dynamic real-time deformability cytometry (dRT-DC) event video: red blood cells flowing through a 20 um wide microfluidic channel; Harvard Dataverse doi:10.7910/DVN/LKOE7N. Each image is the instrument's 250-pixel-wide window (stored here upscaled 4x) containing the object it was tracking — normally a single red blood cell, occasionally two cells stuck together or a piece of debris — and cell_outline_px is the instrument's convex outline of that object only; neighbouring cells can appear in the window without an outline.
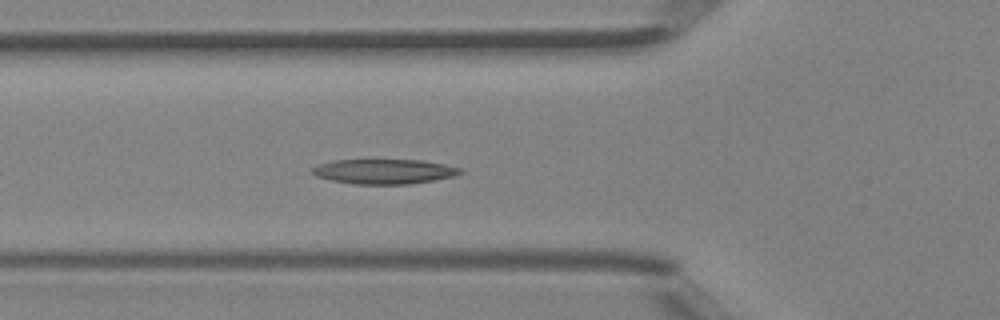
{"species": "Egyptian fruit bat (a non-hibernating species)", "species_latin": "Rousettus aegyptiacus", "temperature_condition": "room temperature", "stored_images_in_passage": 32, "camera_frame_rate_fps": 3000, "um_per_image_px": 0.085, "animal": {"sex": "female"}, "frame": {"image": 1, "passage_image": 3, "time_ms": 0.667, "image_size_px": [1000, 320], "cell_outline_px": [[464, 172], [456, 176], [408, 184], [352, 184], [332, 180], [316, 176], [312, 172], [312, 168], [320, 164], [332, 160], [424, 160], [464, 168]], "centroid_in_image_um": [32.7, 14.57], "position_along_channel_um": 93.1, "area_um2": 21.44}}
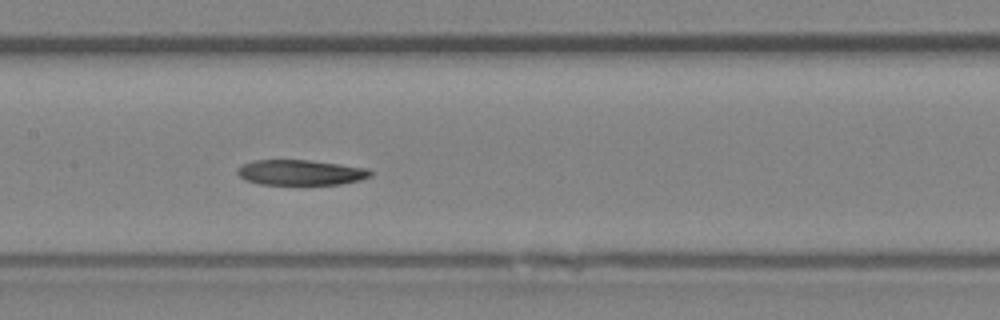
{"frame": {"image": 2, "passage_image": 9, "time_ms": 2.667, "image_size_px": [1000, 320], "cell_outline_px": [[372, 176], [360, 180], [340, 184], [260, 184], [244, 180], [236, 172], [236, 168], [240, 164], [256, 160], [308, 160], [340, 164], [368, 168], [372, 172]], "centroid_in_image_um": [25.53, 14.65], "position_along_channel_um": 181.9, "area_um2": 19.71}}
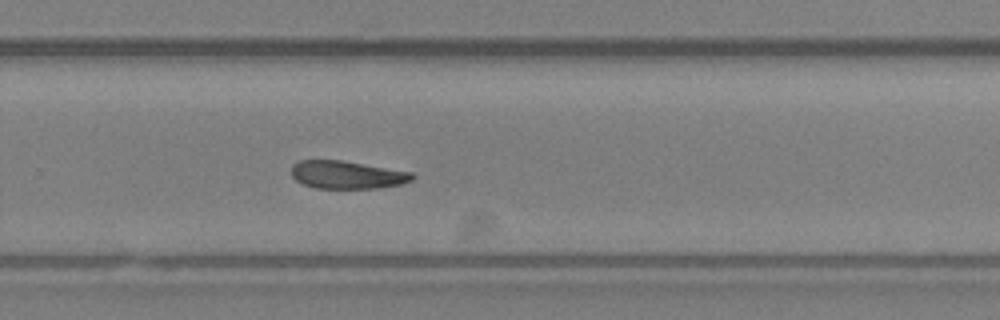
{"frame": {"image": 3, "passage_image": 17, "time_ms": 5.333, "image_size_px": [1000, 320], "cell_outline_px": [[416, 176], [412, 180], [400, 184], [380, 188], [316, 188], [304, 184], [296, 180], [292, 176], [292, 164], [300, 160], [340, 160], [412, 172]], "centroid_in_image_um": [29.5, 14.86], "position_along_channel_um": 300.3, "area_um2": 19.54}}